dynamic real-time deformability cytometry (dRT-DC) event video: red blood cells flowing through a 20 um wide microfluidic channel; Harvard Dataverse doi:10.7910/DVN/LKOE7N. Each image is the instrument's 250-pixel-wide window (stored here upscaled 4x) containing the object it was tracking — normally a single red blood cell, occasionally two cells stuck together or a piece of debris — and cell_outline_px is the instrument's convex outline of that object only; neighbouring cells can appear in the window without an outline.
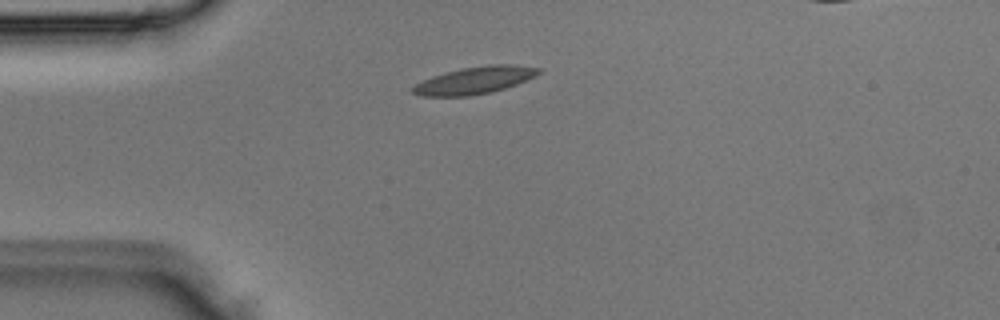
{"species": "Egyptian fruit bat (a non-hibernating species)", "species_latin": "Rousettus aegyptiacus", "temperature_condition": "room temperature", "stored_images_in_passage": 1, "camera_frame_rate_fps": 3000, "um_per_image_px": 0.085, "animal": {"sex": "male"}, "frame": {"image": 1, "passage_image": 1, "time_ms": 0.0, "image_size_px": [1000, 320], "cell_outline_px": [[540, 72], [536, 76], [516, 84], [492, 92], [468, 96], [424, 96], [412, 92], [412, 88], [416, 84], [432, 76], [464, 68], [488, 64], [512, 64], [540, 68]], "centroid_in_image_um": [40.38, 6.82], "position_along_channel_um": 44.6, "area_um2": 19.65}}